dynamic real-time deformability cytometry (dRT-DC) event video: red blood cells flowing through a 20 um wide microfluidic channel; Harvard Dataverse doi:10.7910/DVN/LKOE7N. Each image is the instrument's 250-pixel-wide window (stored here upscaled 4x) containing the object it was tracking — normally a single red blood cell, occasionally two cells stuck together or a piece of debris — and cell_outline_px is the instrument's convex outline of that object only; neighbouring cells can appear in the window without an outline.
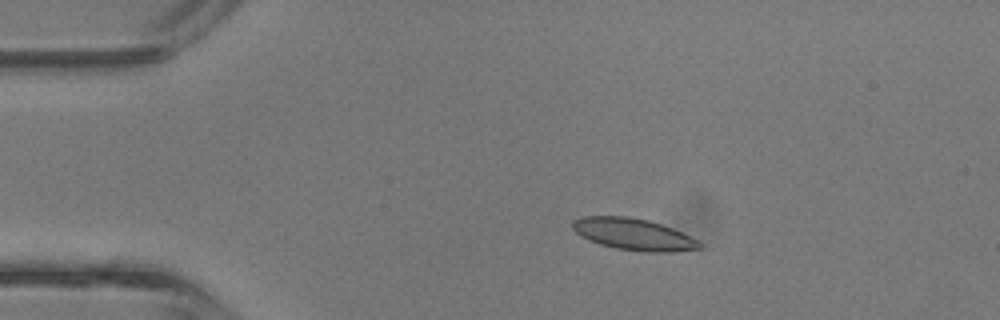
{"species": "common noctule bat (a hibernating species)", "species_latin": "Nyctalus noctula", "temperature_condition": "room temperature", "stored_images_in_passage": 42, "camera_frame_rate_fps": 3000, "um_per_image_px": 0.085, "animal": {"sex": "male", "body_mass_g": 13.3}, "frame": {"image": 1, "passage_image": 8, "time_ms": 2.333, "image_size_px": [1000, 320], "cell_outline_px": [[704, 248], [672, 252], [648, 252], [616, 248], [600, 244], [588, 240], [580, 236], [572, 228], [572, 220], [580, 216], [628, 216], [648, 220], [672, 228], [704, 244]], "centroid_in_image_um": [53.82, 19.91], "position_along_channel_um": 31.2, "area_um2": 23.47}}
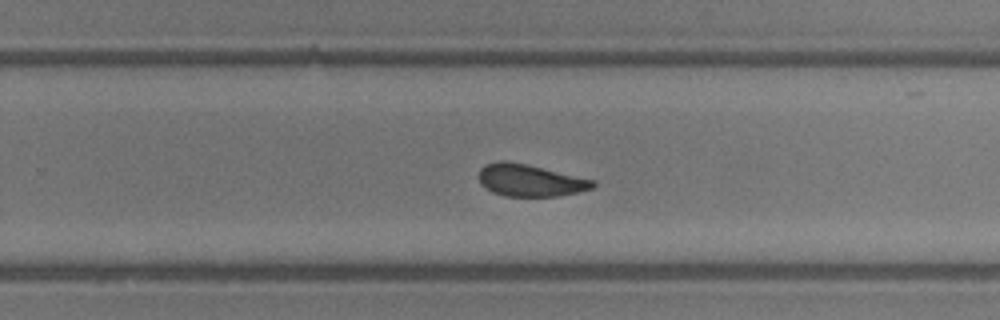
{"frame": {"image": 2, "passage_image": 27, "time_ms": 8.667, "image_size_px": [1000, 320], "cell_outline_px": [[596, 184], [592, 188], [580, 192], [560, 196], [504, 196], [492, 192], [484, 188], [480, 184], [476, 176], [480, 168], [484, 164], [496, 160], [508, 160], [528, 164], [596, 180]], "centroid_in_image_um": [45.01, 15.31], "position_along_channel_um": 284.8, "area_um2": 21.96}}
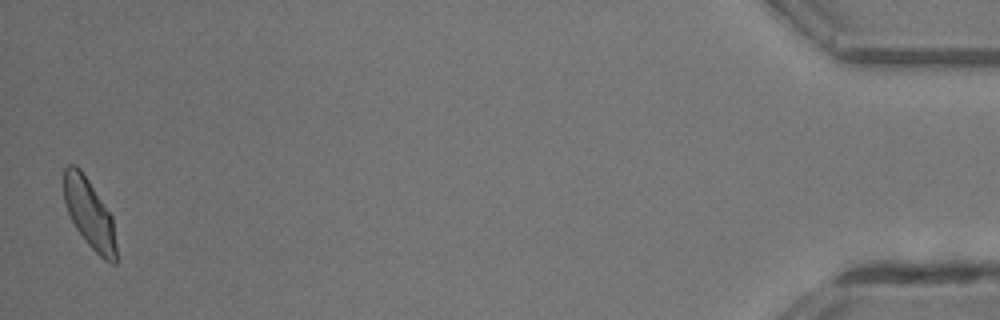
{"frame": {"image": 3, "passage_image": 42, "time_ms": 13.667, "image_size_px": [1000, 320], "cell_outline_px": [[116, 264], [112, 264], [104, 260], [84, 240], [76, 228], [68, 212], [64, 200], [64, 168], [68, 164], [76, 164], [80, 168], [112, 216], [116, 244]], "centroid_in_image_um": [7.6, 18.16], "position_along_channel_um": 427.6, "area_um2": 20.98}, "authors_computed_cell_mechanics": {"area_um2": 21.9929, "velocity_mm_per_s": 4.7975, "shape_relaxation_time_tau1_ms": null, "shape_relaxation_time_tau2_ms": 1.9605, "deformation_change_tau1": null, "deformation_change_tau2": 0.0869}}